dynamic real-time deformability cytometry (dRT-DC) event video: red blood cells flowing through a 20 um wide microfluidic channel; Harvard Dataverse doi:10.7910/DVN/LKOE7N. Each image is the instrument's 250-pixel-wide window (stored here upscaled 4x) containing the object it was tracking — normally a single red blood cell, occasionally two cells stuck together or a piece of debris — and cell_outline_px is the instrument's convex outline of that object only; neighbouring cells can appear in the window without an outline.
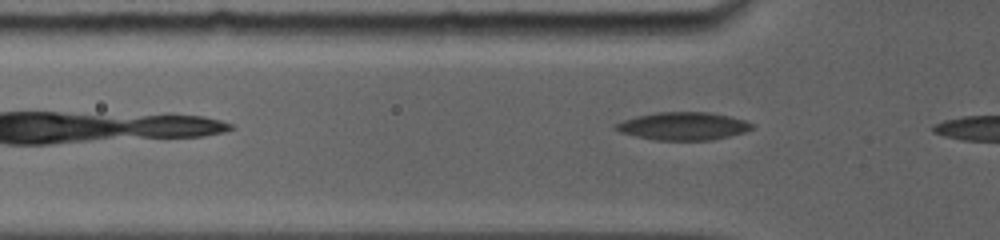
{"species": "common noctule bat (a hibernating species)", "species_latin": "Nyctalus noctula", "temperature_condition": "room temperature", "stored_images_in_passage": 11, "camera_frame_rate_fps": 5000, "um_per_image_px": 0.085, "animal": {"sex": "female", "body_mass_g": 19.0, "forearm_length_mm": 56.7}, "frame": {"image": 1, "passage_image": 8, "time_ms": 1.4, "image_size_px": [1000, 240], "cell_outline_px": [[752, 128], [744, 132], [712, 140], [656, 140], [636, 136], [620, 132], [612, 128], [612, 124], [636, 116], [656, 112], [708, 112], [728, 116], [744, 120], [752, 124]], "centroid_in_image_um": [58.0, 10.72], "position_along_channel_um": 67.8, "area_um2": 22.02}}